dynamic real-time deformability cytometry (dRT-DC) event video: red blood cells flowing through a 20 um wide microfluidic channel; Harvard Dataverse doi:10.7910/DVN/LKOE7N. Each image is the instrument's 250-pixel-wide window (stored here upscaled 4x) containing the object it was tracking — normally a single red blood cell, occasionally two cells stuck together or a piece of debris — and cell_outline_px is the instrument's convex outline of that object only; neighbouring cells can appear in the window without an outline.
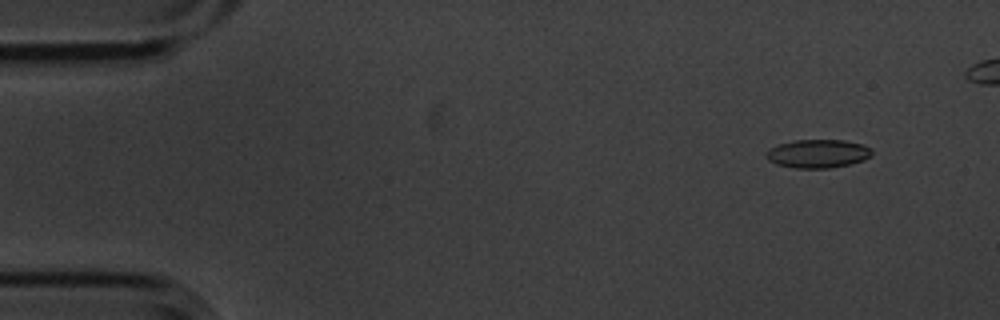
{"species": "common noctule bat (a hibernating species)", "species_latin": "Nyctalus noctula", "temperature_condition": "cold", "stored_images_in_passage": 6, "camera_frame_rate_fps": 3000, "um_per_image_px": 0.085, "animal": {"sex": "male", "body_mass_g": 20.1, "forearm_length_mm": 53.5}, "frame": {"image": 1, "passage_image": 2, "time_ms": 0.333, "image_size_px": [1000, 320], "cell_outline_px": [[872, 156], [864, 160], [832, 168], [792, 168], [776, 164], [768, 160], [764, 156], [764, 152], [768, 148], [780, 144], [796, 140], [844, 140], [864, 144], [872, 152]], "centroid_in_image_um": [69.48, 13.06], "position_along_channel_um": 15.5, "area_um2": 17.69}}